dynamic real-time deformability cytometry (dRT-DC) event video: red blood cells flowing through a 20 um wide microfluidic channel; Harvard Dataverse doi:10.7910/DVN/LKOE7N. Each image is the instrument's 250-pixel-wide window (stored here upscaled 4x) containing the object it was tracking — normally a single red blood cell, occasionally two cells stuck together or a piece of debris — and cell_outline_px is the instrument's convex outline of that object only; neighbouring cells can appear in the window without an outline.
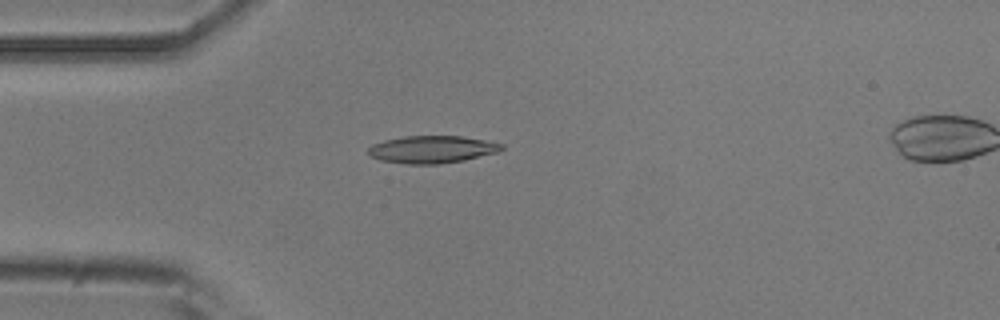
{"species": "common noctule bat (a hibernating species)", "species_latin": "Nyctalus noctula", "temperature_condition": "room temperature", "stored_images_in_passage": 35, "camera_frame_rate_fps": 3000, "um_per_image_px": 0.085, "animal": {"sex": "male", "body_mass_g": 20.5, "forearm_length_mm": 52.5}, "frame": {"image": 1, "passage_image": 1, "time_ms": 0.0, "image_size_px": [1000, 320], "cell_outline_px": [[504, 148], [500, 152], [464, 160], [440, 164], [408, 164], [380, 160], [372, 156], [368, 152], [368, 148], [372, 144], [384, 140], [404, 136], [464, 136], [504, 144]], "centroid_in_image_um": [36.75, 12.7], "position_along_channel_um": 48.2, "area_um2": 21.39}}
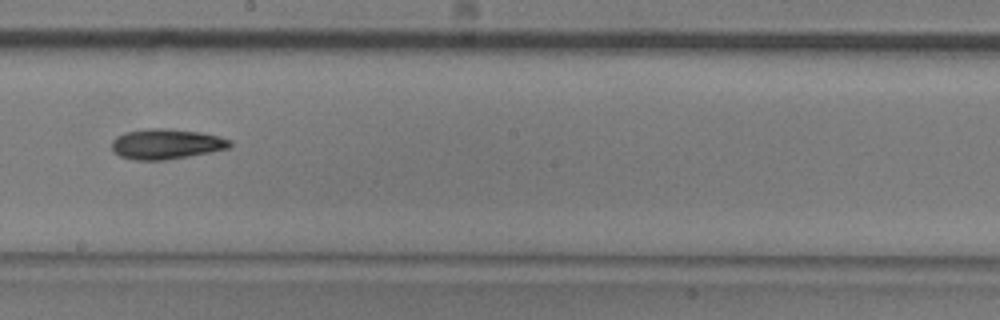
{"frame": {"image": 2, "passage_image": 16, "time_ms": 5.0, "image_size_px": [1000, 320], "cell_outline_px": [[232, 144], [228, 148], [212, 152], [164, 160], [132, 160], [120, 156], [112, 148], [112, 140], [116, 136], [124, 132], [148, 128], [168, 128], [200, 132], [220, 136], [232, 140]], "centroid_in_image_um": [14.14, 12.23], "position_along_channel_um": 234.1, "area_um2": 20.98}}
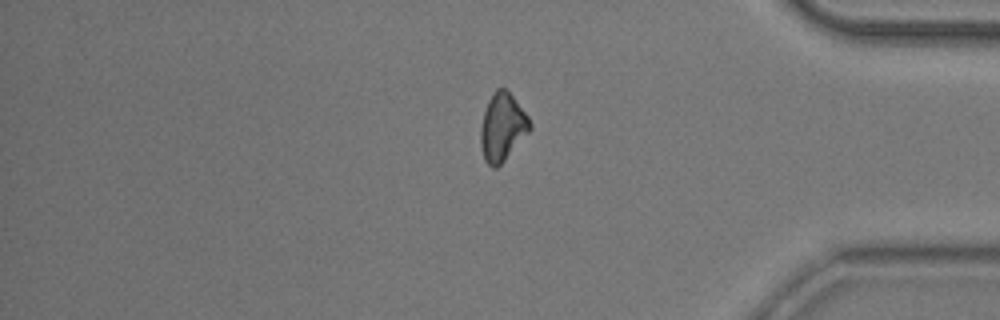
{"frame": {"image": 3, "passage_image": 30, "time_ms": 9.667, "image_size_px": [1000, 320], "cell_outline_px": [[532, 128], [504, 160], [496, 168], [492, 168], [484, 160], [480, 144], [480, 128], [484, 112], [488, 100], [496, 88], [504, 88], [512, 96], [528, 116], [532, 124]], "centroid_in_image_um": [42.68, 10.81], "position_along_channel_um": 392.5, "area_um2": 19.25}, "authors_computed_cell_mechanics": {"area_um2": 19.9988, "velocity_mm_per_s": 3.931, "shape_relaxation_time_tau1_ms": 6.7067, "shape_relaxation_time_tau2_ms": 10.7755, "deformation_change_tau1": 0.1652, "deformation_change_tau2": 0.21}}